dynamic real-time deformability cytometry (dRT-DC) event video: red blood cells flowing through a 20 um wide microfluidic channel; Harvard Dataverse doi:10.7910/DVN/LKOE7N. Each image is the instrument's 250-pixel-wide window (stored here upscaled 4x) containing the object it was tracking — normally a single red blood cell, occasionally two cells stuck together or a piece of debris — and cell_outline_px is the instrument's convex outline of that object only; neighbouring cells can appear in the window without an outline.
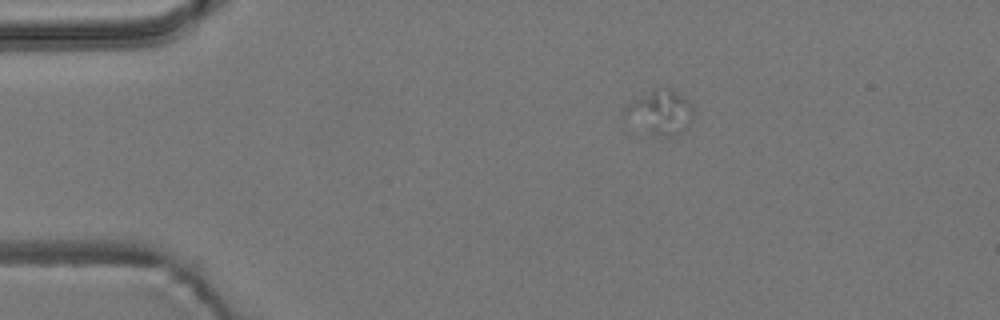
{"species": "common noctule bat (a hibernating species)", "species_latin": "Nyctalus noctula", "temperature_condition": "room temperature", "stored_images_in_passage": 33, "camera_frame_rate_fps": 3000, "um_per_image_px": 0.085, "animal": {"sex": "male", "body_mass_g": 19.2, "forearm_length_mm": 51.8}, "frame": {"image": 1, "passage_image": 12, "time_ms": 3.667, "image_size_px": [1000, 320], "cell_outline_px": [[692, 120], [688, 128], [668, 136], [660, 136], [624, 116], [620, 112], [632, 100], [656, 88], [668, 88], [684, 96], [688, 100], [692, 108]], "centroid_in_image_um": [56.14, 9.49], "position_along_channel_um": 28.9, "area_um2": 16.99}}
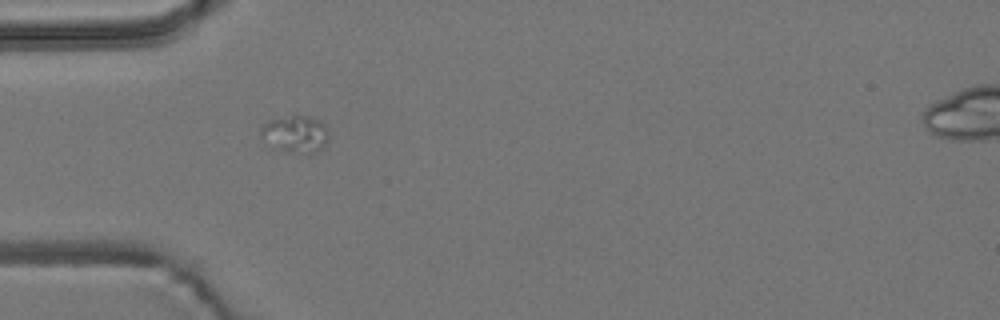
{"frame": {"image": 2, "passage_image": 19, "time_ms": 6.0, "image_size_px": [1000, 320], "cell_outline_px": [[328, 140], [324, 148], [308, 156], [268, 148], [260, 136], [260, 128], [268, 120], [292, 116], [308, 116], [324, 124], [328, 128]], "centroid_in_image_um": [25.08, 11.47], "position_along_channel_um": 59.9, "area_um2": 15.32}}